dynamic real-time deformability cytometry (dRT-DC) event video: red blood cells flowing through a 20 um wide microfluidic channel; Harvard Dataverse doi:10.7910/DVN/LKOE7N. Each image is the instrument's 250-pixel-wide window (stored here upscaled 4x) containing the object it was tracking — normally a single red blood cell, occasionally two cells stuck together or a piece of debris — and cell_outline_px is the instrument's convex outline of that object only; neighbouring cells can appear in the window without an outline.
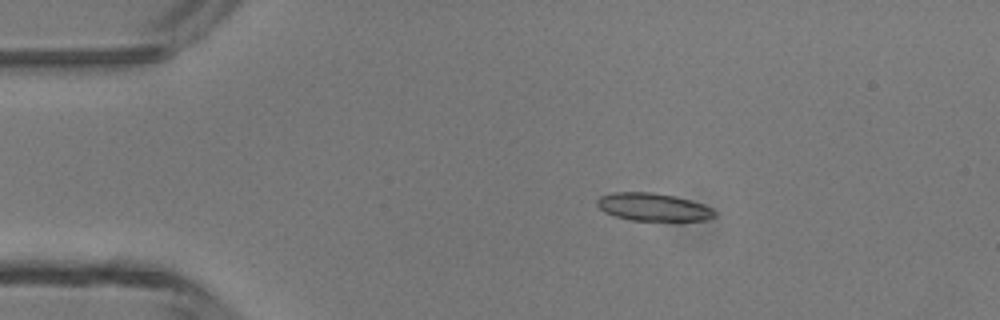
{"species": "common noctule bat (a hibernating species)", "species_latin": "Nyctalus noctula", "temperature_condition": "room temperature", "stored_images_in_passage": 4, "camera_frame_rate_fps": 3000, "um_per_image_px": 0.085, "animal": {"sex": "male", "body_mass_g": 13.3}, "frame": {"image": 1, "passage_image": 2, "time_ms": 2.0, "image_size_px": [1000, 320], "cell_outline_px": [[716, 216], [704, 220], [632, 220], [616, 216], [604, 212], [596, 204], [596, 200], [600, 196], [612, 192], [652, 192], [676, 196], [704, 204], [712, 208], [716, 212]], "centroid_in_image_um": [55.52, 17.58], "position_along_channel_um": 29.5, "area_um2": 19.02}}
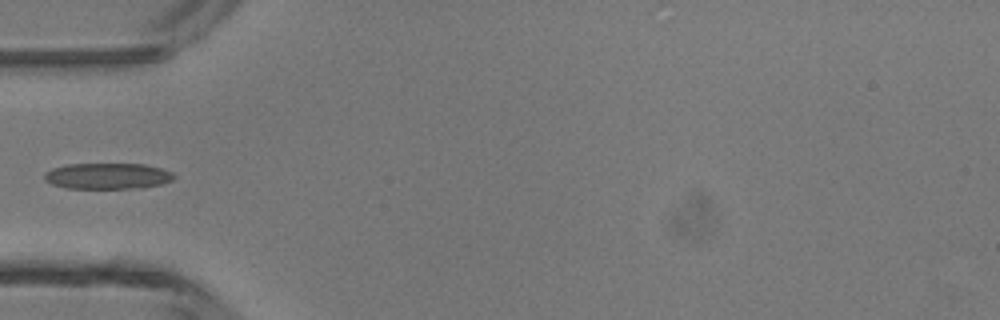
{"frame": {"image": 2, "passage_image": 4, "time_ms": 4.333, "image_size_px": [1000, 320], "cell_outline_px": [[176, 176], [172, 180], [160, 184], [144, 188], [64, 188], [52, 184], [44, 180], [44, 172], [52, 168], [68, 164], [144, 164], [160, 168], [172, 172]], "centroid_in_image_um": [9.13, 14.96], "position_along_channel_um": 75.9, "area_um2": 19.71}}